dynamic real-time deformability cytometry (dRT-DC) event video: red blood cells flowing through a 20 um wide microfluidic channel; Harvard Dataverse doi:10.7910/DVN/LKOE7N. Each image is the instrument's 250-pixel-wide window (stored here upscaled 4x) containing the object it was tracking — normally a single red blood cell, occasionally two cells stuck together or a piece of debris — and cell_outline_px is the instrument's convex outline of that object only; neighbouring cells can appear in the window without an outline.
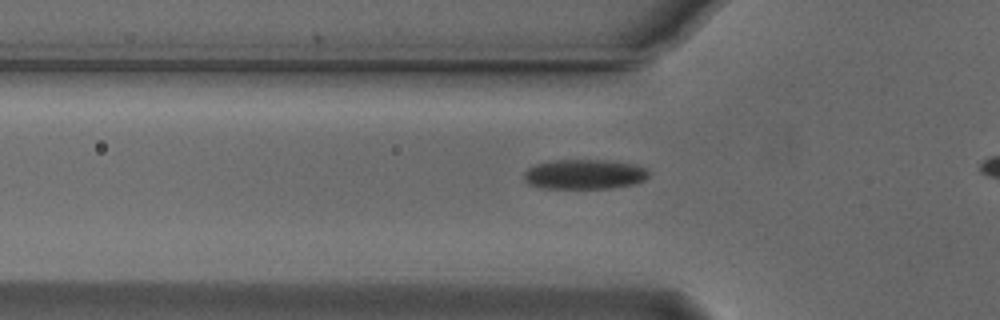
{"species": "Egyptian fruit bat (a non-hibernating species)", "species_latin": "Rousettus aegyptiacus", "temperature_condition": "cold", "stored_images_in_passage": 39, "camera_frame_rate_fps": 3000, "um_per_image_px": 0.085, "animal": {"sex": "male"}, "frame": {"image": 1, "passage_image": 12, "time_ms": 3.667, "image_size_px": [1000, 320], "cell_outline_px": [[648, 176], [644, 180], [632, 184], [612, 188], [540, 188], [528, 184], [524, 180], [524, 172], [528, 168], [536, 164], [556, 160], [608, 160], [636, 164], [644, 168], [648, 172]], "centroid_in_image_um": [49.65, 14.81], "position_along_channel_um": 76.1, "area_um2": 21.68}}
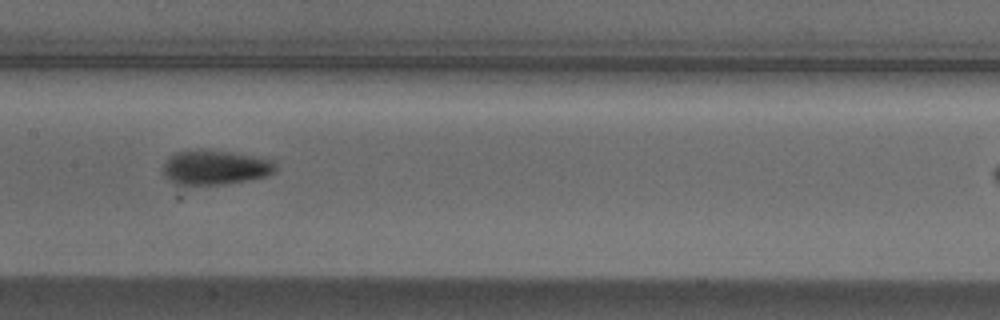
{"frame": {"image": 2, "passage_image": 21, "time_ms": 6.667, "image_size_px": [1000, 320], "cell_outline_px": [[276, 172], [268, 176], [248, 180], [220, 184], [176, 184], [164, 172], [164, 164], [176, 152], [200, 148], [236, 152], [272, 160], [276, 164]], "centroid_in_image_um": [18.37, 14.2], "position_along_channel_um": 189.0, "area_um2": 22.54}}
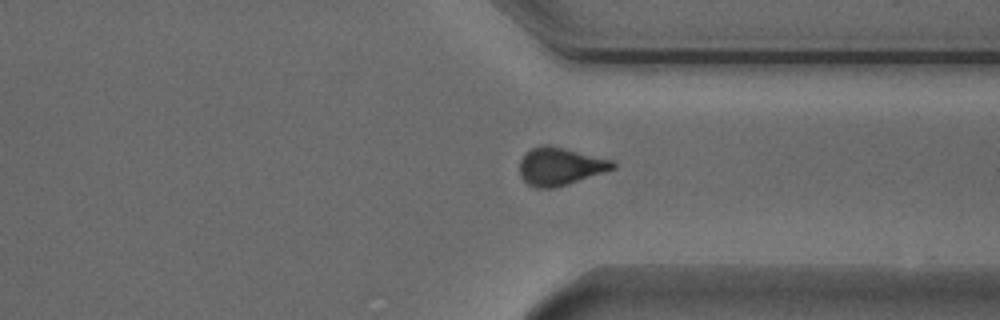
{"frame": {"image": 3, "passage_image": 35, "time_ms": 11.333, "image_size_px": [1000, 320], "cell_outline_px": [[616, 168], [556, 188], [536, 188], [528, 184], [520, 176], [520, 160], [524, 152], [540, 144], [548, 144], [612, 160], [616, 164]], "centroid_in_image_um": [47.58, 14.13], "position_along_channel_um": 363.8, "area_um2": 20.58}}